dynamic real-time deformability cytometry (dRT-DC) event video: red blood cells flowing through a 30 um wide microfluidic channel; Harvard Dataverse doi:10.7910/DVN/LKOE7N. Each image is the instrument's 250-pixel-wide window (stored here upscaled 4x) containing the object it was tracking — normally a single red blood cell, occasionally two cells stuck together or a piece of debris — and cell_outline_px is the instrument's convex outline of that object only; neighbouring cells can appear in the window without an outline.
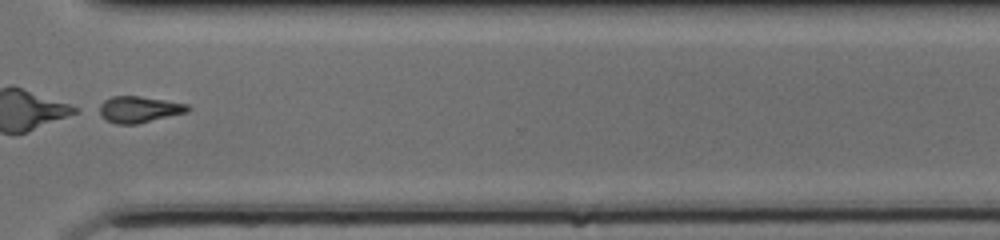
{"species": "common noctule bat (a hibernating species)", "species_latin": "Nyctalus noctula", "temperature_condition": "cold", "stored_images_in_passage": 46, "segment_of_instrument_passage": [2, 2], "camera_frame_rate_fps": 3000, "um_per_image_px": 0.085, "animal": {"sex": "female", "body_mass_g": 17.0, "forearm_length_mm": 48.0}, "frame": {"image": 1, "passage_image": 35, "time_ms": 11.333, "image_size_px": [1000, 240], "cell_outline_px": [[192, 108], [188, 112], [136, 124], [116, 124], [108, 120], [100, 112], [100, 104], [104, 100], [112, 96], [140, 96], [188, 104]], "centroid_in_image_um": [11.86, 9.29], "position_along_channel_um": 358.7, "area_um2": 13.41}}